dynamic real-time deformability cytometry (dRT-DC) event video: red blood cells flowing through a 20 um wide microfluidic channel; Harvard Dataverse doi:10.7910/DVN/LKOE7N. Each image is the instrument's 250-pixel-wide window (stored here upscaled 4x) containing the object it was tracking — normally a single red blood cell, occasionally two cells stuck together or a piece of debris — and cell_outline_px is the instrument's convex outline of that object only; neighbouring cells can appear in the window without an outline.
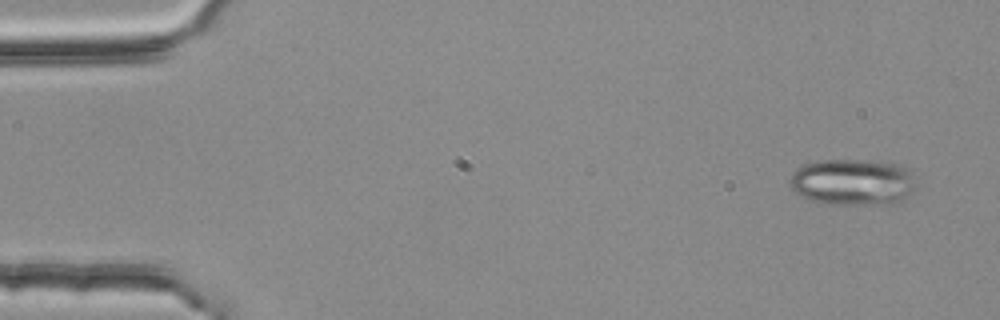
{"species": "common noctule bat (a hibernating species)", "species_latin": "Nyctalus noctula", "temperature_condition": "room temperature", "stored_images_in_passage": 4, "camera_frame_rate_fps": 3000, "um_per_image_px": 0.085, "animal": {"sex": "female", "body_mass_g": 25.1}, "frame": {"image": 1, "passage_image": 1, "time_ms": 0.0, "image_size_px": [1000, 320], "cell_outline_px": [[912, 192], [900, 204], [828, 204], [812, 200], [800, 196], [792, 192], [788, 184], [792, 172], [796, 168], [804, 164], [816, 160], [888, 160], [900, 164], [908, 168], [912, 176]], "centroid_in_image_um": [72.46, 15.46], "position_along_channel_um": 12.5, "area_um2": 34.91}}